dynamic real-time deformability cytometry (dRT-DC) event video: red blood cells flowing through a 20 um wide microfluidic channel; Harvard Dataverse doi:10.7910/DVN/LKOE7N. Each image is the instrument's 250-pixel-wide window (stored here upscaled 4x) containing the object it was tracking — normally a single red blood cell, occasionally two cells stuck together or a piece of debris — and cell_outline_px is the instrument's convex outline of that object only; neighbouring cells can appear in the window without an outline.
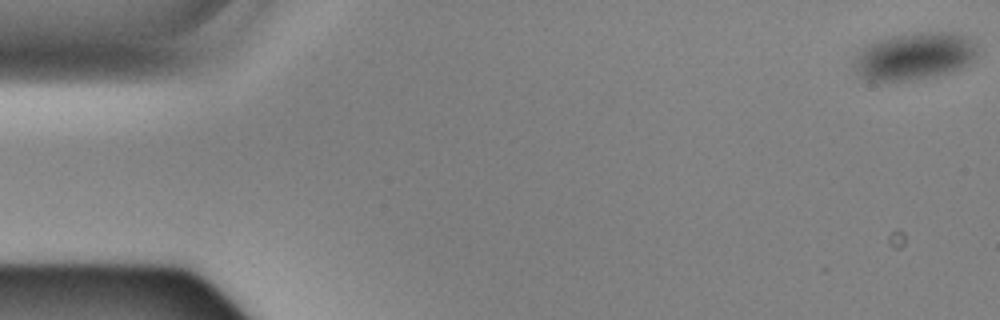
{"species": "Egyptian fruit bat (a non-hibernating species)", "species_latin": "Rousettus aegyptiacus", "temperature_condition": "cold", "stored_images_in_passage": 58, "camera_frame_rate_fps": 3000, "um_per_image_px": 0.085, "animal": {"sex": "male"}, "frame": {"image": 1, "passage_image": 1, "time_ms": 0.0, "image_size_px": [1000, 320], "cell_outline_px": [[980, 48], [976, 56], [964, 64], [956, 68], [944, 72], [924, 76], [900, 80], [868, 80], [860, 76], [852, 64], [856, 56], [864, 44], [888, 36], [912, 32], [956, 32], [968, 36]], "centroid_in_image_um": [77.68, 4.7], "position_along_channel_um": 7.3, "area_um2": 33.64}}
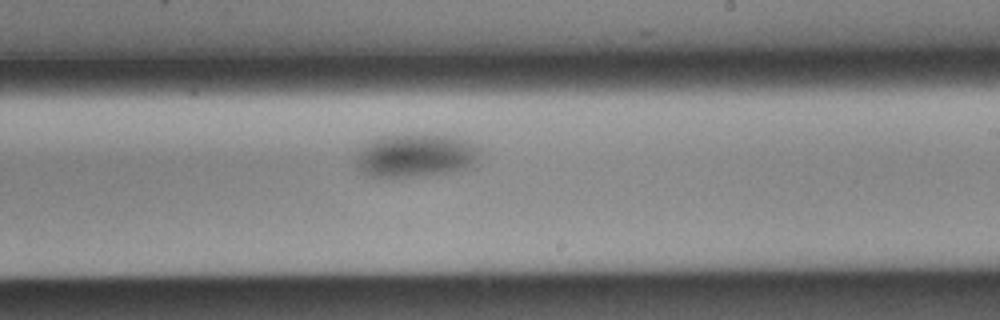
{"frame": {"image": 2, "passage_image": 34, "time_ms": 11.0, "image_size_px": [1000, 320], "cell_outline_px": [[480, 152], [464, 168], [448, 172], [412, 176], [368, 176], [356, 164], [356, 152], [364, 144], [376, 136], [392, 132], [424, 132], [448, 136], [464, 140], [476, 144], [480, 148]], "centroid_in_image_um": [35.22, 13.12], "position_along_channel_um": 253.8, "area_um2": 31.67}}
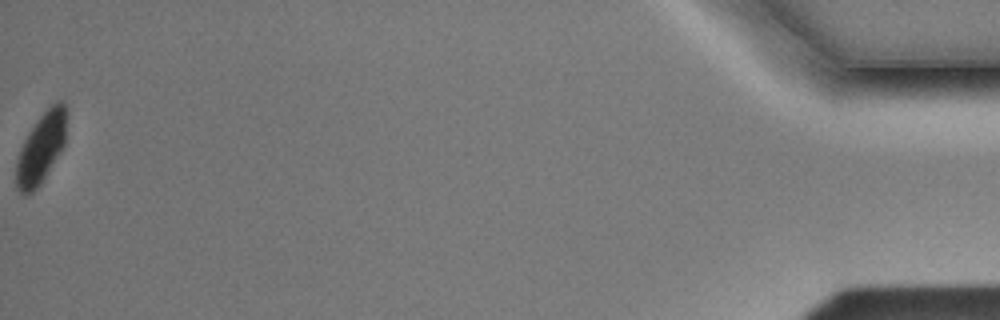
{"frame": {"image": 3, "passage_image": 58, "time_ms": 19.0, "image_size_px": [1000, 320], "cell_outline_px": [[64, 144], [40, 184], [28, 196], [24, 196], [16, 188], [16, 160], [20, 148], [28, 132], [40, 116], [56, 100], [64, 100]], "centroid_in_image_um": [3.43, 12.63], "position_along_channel_um": 431.8, "area_um2": 20.11}}